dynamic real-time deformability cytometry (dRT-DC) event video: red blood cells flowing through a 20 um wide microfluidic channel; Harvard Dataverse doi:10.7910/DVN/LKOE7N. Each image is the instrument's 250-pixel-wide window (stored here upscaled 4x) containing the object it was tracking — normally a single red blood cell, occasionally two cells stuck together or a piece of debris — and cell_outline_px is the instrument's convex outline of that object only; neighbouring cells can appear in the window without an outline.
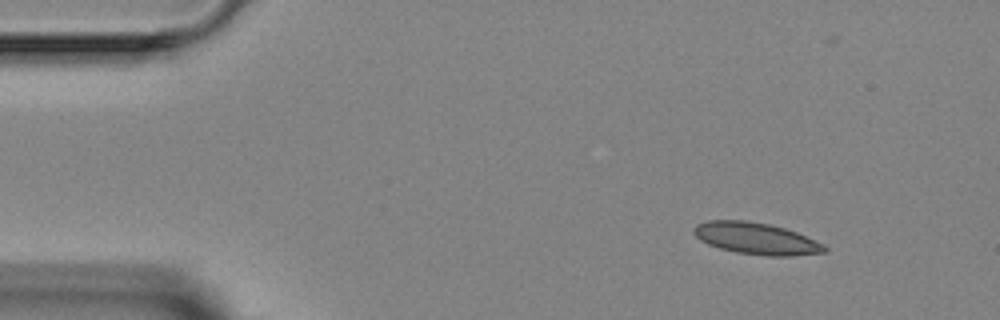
{"species": "Egyptian fruit bat (a non-hibernating species)", "species_latin": "Rousettus aegyptiacus", "temperature_condition": "room temperature", "stored_images_in_passage": 3, "camera_frame_rate_fps": 3000, "um_per_image_px": 0.085, "animal": {"sex": "female"}, "frame": {"image": 1, "passage_image": 1, "time_ms": 0.0, "image_size_px": [1000, 320], "cell_outline_px": [[828, 252], [792, 256], [768, 256], [736, 252], [720, 248], [708, 244], [700, 240], [692, 232], [692, 228], [696, 224], [708, 220], [748, 220], [768, 224], [784, 228], [796, 232], [824, 244], [828, 248]], "centroid_in_image_um": [64.27, 20.27], "position_along_channel_um": 20.7, "area_um2": 24.28}}